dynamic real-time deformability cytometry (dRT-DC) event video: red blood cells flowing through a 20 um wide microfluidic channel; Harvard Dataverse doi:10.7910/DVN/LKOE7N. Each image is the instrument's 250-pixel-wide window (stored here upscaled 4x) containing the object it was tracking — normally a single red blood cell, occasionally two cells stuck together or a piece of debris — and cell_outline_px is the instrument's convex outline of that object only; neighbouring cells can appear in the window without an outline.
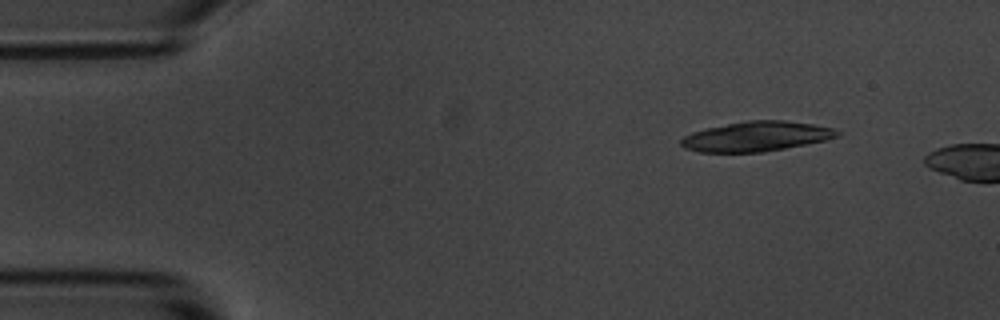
{"species": "common noctule bat (a hibernating species)", "species_latin": "Nyctalus noctula", "temperature_condition": "room temperature", "stored_images_in_passage": 5, "camera_frame_rate_fps": 3000, "um_per_image_px": 0.085, "animal": {"sex": "male", "body_mass_g": 20.1, "forearm_length_mm": 53.5}, "frame": {"image": 1, "passage_image": 1, "time_ms": 0.0, "image_size_px": [1000, 320], "cell_outline_px": [[840, 136], [824, 140], [764, 152], [700, 152], [684, 148], [680, 144], [680, 140], [684, 136], [692, 132], [708, 128], [748, 120], [784, 120], [812, 124], [836, 128], [840, 132]], "centroid_in_image_um": [64.3, 11.59], "position_along_channel_um": 20.7, "area_um2": 26.99}}